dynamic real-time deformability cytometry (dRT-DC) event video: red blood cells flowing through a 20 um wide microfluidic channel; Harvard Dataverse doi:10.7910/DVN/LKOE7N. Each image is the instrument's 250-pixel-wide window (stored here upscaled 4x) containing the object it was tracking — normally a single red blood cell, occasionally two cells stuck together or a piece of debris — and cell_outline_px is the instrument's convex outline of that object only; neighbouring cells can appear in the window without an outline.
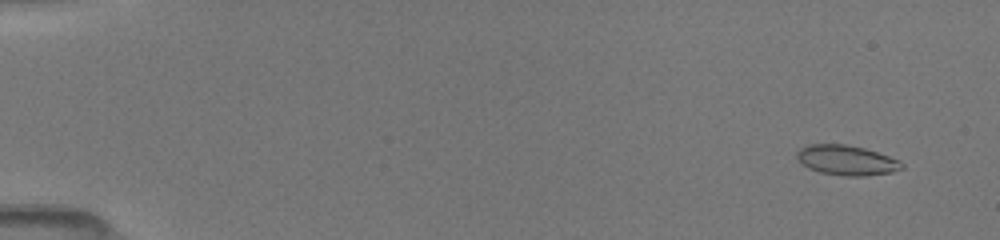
{"species": "common noctule bat (a hibernating species)", "species_latin": "Nyctalus noctula", "temperature_condition": "room temperature", "stored_images_in_passage": 52, "camera_frame_rate_fps": 3000, "um_per_image_px": 0.085, "animal": {"sex": "female", "body_mass_g": 19.5, "forearm_length_mm": 54.1}, "frame": {"image": 1, "passage_image": 4, "time_ms": 1.0, "image_size_px": [1000, 240], "cell_outline_px": [[904, 168], [892, 172], [864, 176], [844, 176], [820, 172], [808, 168], [796, 156], [796, 152], [800, 148], [808, 144], [848, 144], [864, 148], [900, 160], [904, 164]], "centroid_in_image_um": [71.97, 13.61], "position_along_channel_um": 13.0, "area_um2": 18.32}}
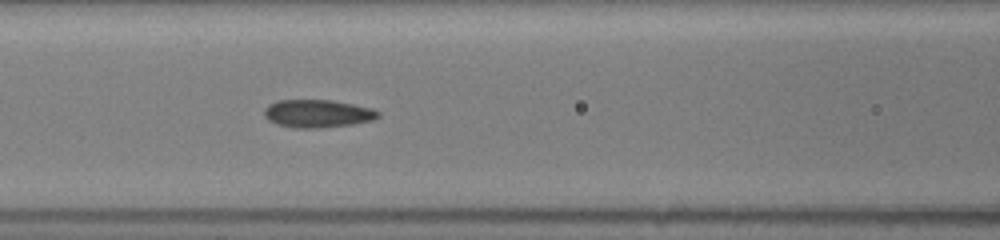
{"frame": {"image": 2, "passage_image": 24, "time_ms": 7.667, "image_size_px": [1000, 240], "cell_outline_px": [[380, 116], [372, 120], [352, 124], [320, 128], [292, 128], [276, 124], [268, 120], [264, 116], [264, 108], [268, 104], [276, 100], [332, 100], [372, 108], [380, 112]], "centroid_in_image_um": [26.96, 9.65], "position_along_channel_um": 139.6, "area_um2": 18.67}}
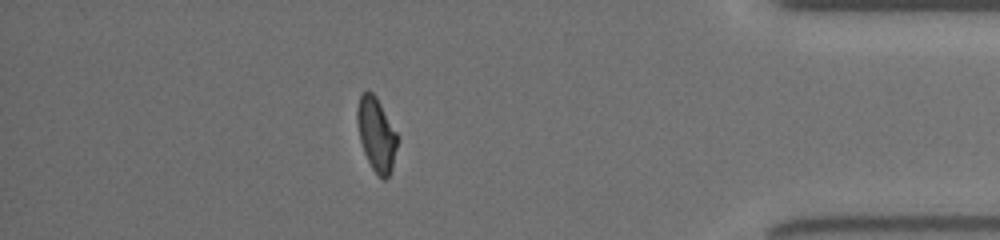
{"frame": {"image": 3, "passage_image": 46, "time_ms": 15.0, "image_size_px": [1000, 240], "cell_outline_px": [[396, 148], [392, 168], [388, 176], [384, 180], [372, 168], [364, 152], [360, 140], [356, 120], [356, 108], [360, 96], [364, 92], [372, 92], [376, 96], [396, 132]], "centroid_in_image_um": [31.96, 11.4], "position_along_channel_um": 403.2, "area_um2": 16.82}, "authors_computed_cell_mechanics": {"area_um2": 18.0914, "velocity_mm_per_s": 4.0579, "shape_relaxation_time_tau1_ms": 4.1146, "shape_relaxation_time_tau2_ms": 1.568, "deformation_change_tau1": 0.1547, "deformation_change_tau2": 0.0805}}